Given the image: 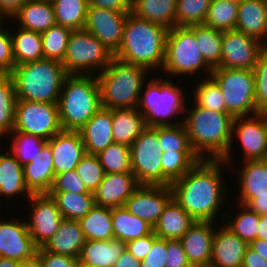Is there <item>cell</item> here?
I'll list each match as a JSON object with an SVG mask.
<instances>
[{
	"label": "cell",
	"mask_w": 267,
	"mask_h": 267,
	"mask_svg": "<svg viewBox=\"0 0 267 267\" xmlns=\"http://www.w3.org/2000/svg\"><path fill=\"white\" fill-rule=\"evenodd\" d=\"M259 227L256 234L257 239L267 240V214L259 215Z\"/></svg>",
	"instance_id": "03108f58"
},
{
	"label": "cell",
	"mask_w": 267,
	"mask_h": 267,
	"mask_svg": "<svg viewBox=\"0 0 267 267\" xmlns=\"http://www.w3.org/2000/svg\"><path fill=\"white\" fill-rule=\"evenodd\" d=\"M9 155L0 153V196L6 197L26 193L32 195L26 187L23 174V166L12 153Z\"/></svg>",
	"instance_id": "836d02e7"
},
{
	"label": "cell",
	"mask_w": 267,
	"mask_h": 267,
	"mask_svg": "<svg viewBox=\"0 0 267 267\" xmlns=\"http://www.w3.org/2000/svg\"><path fill=\"white\" fill-rule=\"evenodd\" d=\"M248 246L259 253L265 260H267V240L255 239L251 241Z\"/></svg>",
	"instance_id": "e7e4bbea"
},
{
	"label": "cell",
	"mask_w": 267,
	"mask_h": 267,
	"mask_svg": "<svg viewBox=\"0 0 267 267\" xmlns=\"http://www.w3.org/2000/svg\"><path fill=\"white\" fill-rule=\"evenodd\" d=\"M210 76L220 86L227 113L233 118L258 113L253 70L215 67Z\"/></svg>",
	"instance_id": "9c48e42d"
},
{
	"label": "cell",
	"mask_w": 267,
	"mask_h": 267,
	"mask_svg": "<svg viewBox=\"0 0 267 267\" xmlns=\"http://www.w3.org/2000/svg\"><path fill=\"white\" fill-rule=\"evenodd\" d=\"M128 13L88 6L84 30L98 38L113 54L119 49Z\"/></svg>",
	"instance_id": "9a60e30c"
},
{
	"label": "cell",
	"mask_w": 267,
	"mask_h": 267,
	"mask_svg": "<svg viewBox=\"0 0 267 267\" xmlns=\"http://www.w3.org/2000/svg\"><path fill=\"white\" fill-rule=\"evenodd\" d=\"M237 14V3L226 0H212L203 24L219 31L235 30Z\"/></svg>",
	"instance_id": "60d3db41"
},
{
	"label": "cell",
	"mask_w": 267,
	"mask_h": 267,
	"mask_svg": "<svg viewBox=\"0 0 267 267\" xmlns=\"http://www.w3.org/2000/svg\"><path fill=\"white\" fill-rule=\"evenodd\" d=\"M236 130V131H235ZM238 135L243 159L265 160L267 157V114L257 113L253 118L235 117L232 123V134Z\"/></svg>",
	"instance_id": "ac0fdd59"
},
{
	"label": "cell",
	"mask_w": 267,
	"mask_h": 267,
	"mask_svg": "<svg viewBox=\"0 0 267 267\" xmlns=\"http://www.w3.org/2000/svg\"><path fill=\"white\" fill-rule=\"evenodd\" d=\"M24 181L32 194L48 193L55 173L50 145L46 143L35 158L23 166Z\"/></svg>",
	"instance_id": "d4e9b609"
},
{
	"label": "cell",
	"mask_w": 267,
	"mask_h": 267,
	"mask_svg": "<svg viewBox=\"0 0 267 267\" xmlns=\"http://www.w3.org/2000/svg\"><path fill=\"white\" fill-rule=\"evenodd\" d=\"M235 30L264 43L267 37V4L263 0H242L238 4Z\"/></svg>",
	"instance_id": "484cf974"
},
{
	"label": "cell",
	"mask_w": 267,
	"mask_h": 267,
	"mask_svg": "<svg viewBox=\"0 0 267 267\" xmlns=\"http://www.w3.org/2000/svg\"><path fill=\"white\" fill-rule=\"evenodd\" d=\"M223 31L215 30L204 24L195 25V39L205 61L215 68L220 64Z\"/></svg>",
	"instance_id": "ab89813d"
},
{
	"label": "cell",
	"mask_w": 267,
	"mask_h": 267,
	"mask_svg": "<svg viewBox=\"0 0 267 267\" xmlns=\"http://www.w3.org/2000/svg\"><path fill=\"white\" fill-rule=\"evenodd\" d=\"M139 186L132 172L105 173L102 182L93 193L95 205L109 208L123 207Z\"/></svg>",
	"instance_id": "44dd1931"
},
{
	"label": "cell",
	"mask_w": 267,
	"mask_h": 267,
	"mask_svg": "<svg viewBox=\"0 0 267 267\" xmlns=\"http://www.w3.org/2000/svg\"><path fill=\"white\" fill-rule=\"evenodd\" d=\"M158 126L147 127L130 146L131 168L140 185H163Z\"/></svg>",
	"instance_id": "8fae6325"
},
{
	"label": "cell",
	"mask_w": 267,
	"mask_h": 267,
	"mask_svg": "<svg viewBox=\"0 0 267 267\" xmlns=\"http://www.w3.org/2000/svg\"><path fill=\"white\" fill-rule=\"evenodd\" d=\"M177 0H132L135 16L171 29L176 26Z\"/></svg>",
	"instance_id": "1f68e13d"
},
{
	"label": "cell",
	"mask_w": 267,
	"mask_h": 267,
	"mask_svg": "<svg viewBox=\"0 0 267 267\" xmlns=\"http://www.w3.org/2000/svg\"><path fill=\"white\" fill-rule=\"evenodd\" d=\"M168 30L130 12L127 14L121 45L113 56L147 70L158 67L162 70Z\"/></svg>",
	"instance_id": "3957f363"
},
{
	"label": "cell",
	"mask_w": 267,
	"mask_h": 267,
	"mask_svg": "<svg viewBox=\"0 0 267 267\" xmlns=\"http://www.w3.org/2000/svg\"><path fill=\"white\" fill-rule=\"evenodd\" d=\"M37 251L26 222L0 220V257L22 262L36 258Z\"/></svg>",
	"instance_id": "d6986e66"
},
{
	"label": "cell",
	"mask_w": 267,
	"mask_h": 267,
	"mask_svg": "<svg viewBox=\"0 0 267 267\" xmlns=\"http://www.w3.org/2000/svg\"><path fill=\"white\" fill-rule=\"evenodd\" d=\"M75 267H98V266H95V265H91V264L82 262V261H80V260L78 259V260H77V263H76V265H75Z\"/></svg>",
	"instance_id": "89a4df30"
},
{
	"label": "cell",
	"mask_w": 267,
	"mask_h": 267,
	"mask_svg": "<svg viewBox=\"0 0 267 267\" xmlns=\"http://www.w3.org/2000/svg\"><path fill=\"white\" fill-rule=\"evenodd\" d=\"M212 223V221H195L179 239L192 267H209L215 233Z\"/></svg>",
	"instance_id": "7402d4cb"
},
{
	"label": "cell",
	"mask_w": 267,
	"mask_h": 267,
	"mask_svg": "<svg viewBox=\"0 0 267 267\" xmlns=\"http://www.w3.org/2000/svg\"><path fill=\"white\" fill-rule=\"evenodd\" d=\"M18 267H41L39 260L36 258L19 262Z\"/></svg>",
	"instance_id": "003e7915"
},
{
	"label": "cell",
	"mask_w": 267,
	"mask_h": 267,
	"mask_svg": "<svg viewBox=\"0 0 267 267\" xmlns=\"http://www.w3.org/2000/svg\"><path fill=\"white\" fill-rule=\"evenodd\" d=\"M113 57V53L90 32L72 30L62 65L67 74L90 75L98 67L103 71Z\"/></svg>",
	"instance_id": "30bf717a"
},
{
	"label": "cell",
	"mask_w": 267,
	"mask_h": 267,
	"mask_svg": "<svg viewBox=\"0 0 267 267\" xmlns=\"http://www.w3.org/2000/svg\"><path fill=\"white\" fill-rule=\"evenodd\" d=\"M85 240L114 239L112 208L95 205L92 210L78 220Z\"/></svg>",
	"instance_id": "e575fe53"
},
{
	"label": "cell",
	"mask_w": 267,
	"mask_h": 267,
	"mask_svg": "<svg viewBox=\"0 0 267 267\" xmlns=\"http://www.w3.org/2000/svg\"><path fill=\"white\" fill-rule=\"evenodd\" d=\"M141 261L136 259L127 249L120 255L114 267H140Z\"/></svg>",
	"instance_id": "be15d7a7"
},
{
	"label": "cell",
	"mask_w": 267,
	"mask_h": 267,
	"mask_svg": "<svg viewBox=\"0 0 267 267\" xmlns=\"http://www.w3.org/2000/svg\"><path fill=\"white\" fill-rule=\"evenodd\" d=\"M212 0H177L176 26L203 24Z\"/></svg>",
	"instance_id": "bcb514c9"
},
{
	"label": "cell",
	"mask_w": 267,
	"mask_h": 267,
	"mask_svg": "<svg viewBox=\"0 0 267 267\" xmlns=\"http://www.w3.org/2000/svg\"><path fill=\"white\" fill-rule=\"evenodd\" d=\"M3 16H6L1 10H0V30L2 29L1 28V24H2V21H3Z\"/></svg>",
	"instance_id": "2644e50d"
},
{
	"label": "cell",
	"mask_w": 267,
	"mask_h": 267,
	"mask_svg": "<svg viewBox=\"0 0 267 267\" xmlns=\"http://www.w3.org/2000/svg\"><path fill=\"white\" fill-rule=\"evenodd\" d=\"M195 89V105L220 113H227L221 88L212 77L203 80Z\"/></svg>",
	"instance_id": "7dc6e473"
},
{
	"label": "cell",
	"mask_w": 267,
	"mask_h": 267,
	"mask_svg": "<svg viewBox=\"0 0 267 267\" xmlns=\"http://www.w3.org/2000/svg\"><path fill=\"white\" fill-rule=\"evenodd\" d=\"M226 1H230V2H234V3L239 4L242 0H226Z\"/></svg>",
	"instance_id": "8c879c8a"
},
{
	"label": "cell",
	"mask_w": 267,
	"mask_h": 267,
	"mask_svg": "<svg viewBox=\"0 0 267 267\" xmlns=\"http://www.w3.org/2000/svg\"><path fill=\"white\" fill-rule=\"evenodd\" d=\"M16 102L13 79L10 75H0V137L13 130Z\"/></svg>",
	"instance_id": "b9f144b4"
},
{
	"label": "cell",
	"mask_w": 267,
	"mask_h": 267,
	"mask_svg": "<svg viewBox=\"0 0 267 267\" xmlns=\"http://www.w3.org/2000/svg\"><path fill=\"white\" fill-rule=\"evenodd\" d=\"M188 118L183 120L192 150L200 159H206L204 152L209 153L210 160L229 162L231 159L233 117L204 107L195 106Z\"/></svg>",
	"instance_id": "7a4b0ae2"
},
{
	"label": "cell",
	"mask_w": 267,
	"mask_h": 267,
	"mask_svg": "<svg viewBox=\"0 0 267 267\" xmlns=\"http://www.w3.org/2000/svg\"><path fill=\"white\" fill-rule=\"evenodd\" d=\"M29 198L33 202L32 213L26 224L34 243L41 248L52 238L64 218L48 193L32 194Z\"/></svg>",
	"instance_id": "5bb4252c"
},
{
	"label": "cell",
	"mask_w": 267,
	"mask_h": 267,
	"mask_svg": "<svg viewBox=\"0 0 267 267\" xmlns=\"http://www.w3.org/2000/svg\"><path fill=\"white\" fill-rule=\"evenodd\" d=\"M17 100L57 104L65 77L62 63L49 59L16 65L9 74Z\"/></svg>",
	"instance_id": "277c9868"
},
{
	"label": "cell",
	"mask_w": 267,
	"mask_h": 267,
	"mask_svg": "<svg viewBox=\"0 0 267 267\" xmlns=\"http://www.w3.org/2000/svg\"><path fill=\"white\" fill-rule=\"evenodd\" d=\"M11 40L16 65L44 59L41 33L20 27L17 33L11 34Z\"/></svg>",
	"instance_id": "d590c367"
},
{
	"label": "cell",
	"mask_w": 267,
	"mask_h": 267,
	"mask_svg": "<svg viewBox=\"0 0 267 267\" xmlns=\"http://www.w3.org/2000/svg\"><path fill=\"white\" fill-rule=\"evenodd\" d=\"M237 30L223 31L219 68L253 70L266 44Z\"/></svg>",
	"instance_id": "4fadbf2b"
},
{
	"label": "cell",
	"mask_w": 267,
	"mask_h": 267,
	"mask_svg": "<svg viewBox=\"0 0 267 267\" xmlns=\"http://www.w3.org/2000/svg\"><path fill=\"white\" fill-rule=\"evenodd\" d=\"M47 143L51 148L55 175L75 170L86 154L78 131L61 130Z\"/></svg>",
	"instance_id": "ffe728a7"
},
{
	"label": "cell",
	"mask_w": 267,
	"mask_h": 267,
	"mask_svg": "<svg viewBox=\"0 0 267 267\" xmlns=\"http://www.w3.org/2000/svg\"><path fill=\"white\" fill-rule=\"evenodd\" d=\"M112 125V109L101 107L78 131L86 153L97 155L114 143Z\"/></svg>",
	"instance_id": "cb8c5ba5"
},
{
	"label": "cell",
	"mask_w": 267,
	"mask_h": 267,
	"mask_svg": "<svg viewBox=\"0 0 267 267\" xmlns=\"http://www.w3.org/2000/svg\"><path fill=\"white\" fill-rule=\"evenodd\" d=\"M172 198L173 193L170 186L140 185L126 200L124 207L132 215L154 227Z\"/></svg>",
	"instance_id": "e0dca14e"
},
{
	"label": "cell",
	"mask_w": 267,
	"mask_h": 267,
	"mask_svg": "<svg viewBox=\"0 0 267 267\" xmlns=\"http://www.w3.org/2000/svg\"><path fill=\"white\" fill-rule=\"evenodd\" d=\"M15 66L11 33L0 30V75H9Z\"/></svg>",
	"instance_id": "db71d44e"
},
{
	"label": "cell",
	"mask_w": 267,
	"mask_h": 267,
	"mask_svg": "<svg viewBox=\"0 0 267 267\" xmlns=\"http://www.w3.org/2000/svg\"><path fill=\"white\" fill-rule=\"evenodd\" d=\"M147 86L144 95L140 96L137 107L138 111H141L140 113L145 117L147 127L182 124L183 122L179 121L175 124L168 121V118L186 110L185 103H183L185 98L183 99L182 89L166 79L157 77L154 82L151 83L150 81Z\"/></svg>",
	"instance_id": "ba28073f"
},
{
	"label": "cell",
	"mask_w": 267,
	"mask_h": 267,
	"mask_svg": "<svg viewBox=\"0 0 267 267\" xmlns=\"http://www.w3.org/2000/svg\"><path fill=\"white\" fill-rule=\"evenodd\" d=\"M105 173L132 172L130 147L124 144L112 143L97 154Z\"/></svg>",
	"instance_id": "ee69618b"
},
{
	"label": "cell",
	"mask_w": 267,
	"mask_h": 267,
	"mask_svg": "<svg viewBox=\"0 0 267 267\" xmlns=\"http://www.w3.org/2000/svg\"><path fill=\"white\" fill-rule=\"evenodd\" d=\"M166 253L165 267H192L187 260L180 240H167Z\"/></svg>",
	"instance_id": "6f0895ef"
},
{
	"label": "cell",
	"mask_w": 267,
	"mask_h": 267,
	"mask_svg": "<svg viewBox=\"0 0 267 267\" xmlns=\"http://www.w3.org/2000/svg\"><path fill=\"white\" fill-rule=\"evenodd\" d=\"M125 250V243L119 239L86 240L79 260L98 267H114Z\"/></svg>",
	"instance_id": "4dcf8cb0"
},
{
	"label": "cell",
	"mask_w": 267,
	"mask_h": 267,
	"mask_svg": "<svg viewBox=\"0 0 267 267\" xmlns=\"http://www.w3.org/2000/svg\"><path fill=\"white\" fill-rule=\"evenodd\" d=\"M88 6H96L108 10L130 13L132 0H87Z\"/></svg>",
	"instance_id": "91938a15"
},
{
	"label": "cell",
	"mask_w": 267,
	"mask_h": 267,
	"mask_svg": "<svg viewBox=\"0 0 267 267\" xmlns=\"http://www.w3.org/2000/svg\"><path fill=\"white\" fill-rule=\"evenodd\" d=\"M167 250V240L162 238H157L140 263V267H165L167 261L166 253Z\"/></svg>",
	"instance_id": "11a10c76"
},
{
	"label": "cell",
	"mask_w": 267,
	"mask_h": 267,
	"mask_svg": "<svg viewBox=\"0 0 267 267\" xmlns=\"http://www.w3.org/2000/svg\"><path fill=\"white\" fill-rule=\"evenodd\" d=\"M27 0H0V10L6 18L13 17Z\"/></svg>",
	"instance_id": "6125c7cd"
},
{
	"label": "cell",
	"mask_w": 267,
	"mask_h": 267,
	"mask_svg": "<svg viewBox=\"0 0 267 267\" xmlns=\"http://www.w3.org/2000/svg\"><path fill=\"white\" fill-rule=\"evenodd\" d=\"M242 267H267V260L248 246L243 256Z\"/></svg>",
	"instance_id": "94428289"
},
{
	"label": "cell",
	"mask_w": 267,
	"mask_h": 267,
	"mask_svg": "<svg viewBox=\"0 0 267 267\" xmlns=\"http://www.w3.org/2000/svg\"><path fill=\"white\" fill-rule=\"evenodd\" d=\"M85 241L78 220L63 219L58 230L43 248L47 251L79 259Z\"/></svg>",
	"instance_id": "4316f807"
},
{
	"label": "cell",
	"mask_w": 267,
	"mask_h": 267,
	"mask_svg": "<svg viewBox=\"0 0 267 267\" xmlns=\"http://www.w3.org/2000/svg\"><path fill=\"white\" fill-rule=\"evenodd\" d=\"M221 160L201 159L171 183L173 198L196 221H212L224 197Z\"/></svg>",
	"instance_id": "6da1fadb"
},
{
	"label": "cell",
	"mask_w": 267,
	"mask_h": 267,
	"mask_svg": "<svg viewBox=\"0 0 267 267\" xmlns=\"http://www.w3.org/2000/svg\"><path fill=\"white\" fill-rule=\"evenodd\" d=\"M163 185L170 186L201 159L194 151L162 152Z\"/></svg>",
	"instance_id": "74e56055"
},
{
	"label": "cell",
	"mask_w": 267,
	"mask_h": 267,
	"mask_svg": "<svg viewBox=\"0 0 267 267\" xmlns=\"http://www.w3.org/2000/svg\"><path fill=\"white\" fill-rule=\"evenodd\" d=\"M112 225L114 238L126 243L153 232V227L132 215L124 206L112 208Z\"/></svg>",
	"instance_id": "d6a6232c"
},
{
	"label": "cell",
	"mask_w": 267,
	"mask_h": 267,
	"mask_svg": "<svg viewBox=\"0 0 267 267\" xmlns=\"http://www.w3.org/2000/svg\"><path fill=\"white\" fill-rule=\"evenodd\" d=\"M49 192L91 193L81 180L76 170L56 174Z\"/></svg>",
	"instance_id": "f5cc1de1"
},
{
	"label": "cell",
	"mask_w": 267,
	"mask_h": 267,
	"mask_svg": "<svg viewBox=\"0 0 267 267\" xmlns=\"http://www.w3.org/2000/svg\"><path fill=\"white\" fill-rule=\"evenodd\" d=\"M57 104L62 130L79 131L101 108L97 76L68 74Z\"/></svg>",
	"instance_id": "5b68a950"
},
{
	"label": "cell",
	"mask_w": 267,
	"mask_h": 267,
	"mask_svg": "<svg viewBox=\"0 0 267 267\" xmlns=\"http://www.w3.org/2000/svg\"><path fill=\"white\" fill-rule=\"evenodd\" d=\"M204 67L211 75L213 68L205 61L195 39V25L175 26L168 30L162 70L172 75L192 74Z\"/></svg>",
	"instance_id": "52a82bcc"
},
{
	"label": "cell",
	"mask_w": 267,
	"mask_h": 267,
	"mask_svg": "<svg viewBox=\"0 0 267 267\" xmlns=\"http://www.w3.org/2000/svg\"><path fill=\"white\" fill-rule=\"evenodd\" d=\"M195 221L196 220L172 198L165 206L158 222L153 227V232L158 238L179 240Z\"/></svg>",
	"instance_id": "83f0119b"
},
{
	"label": "cell",
	"mask_w": 267,
	"mask_h": 267,
	"mask_svg": "<svg viewBox=\"0 0 267 267\" xmlns=\"http://www.w3.org/2000/svg\"><path fill=\"white\" fill-rule=\"evenodd\" d=\"M56 23L72 30L84 28L88 3L87 0H51Z\"/></svg>",
	"instance_id": "f35d334b"
},
{
	"label": "cell",
	"mask_w": 267,
	"mask_h": 267,
	"mask_svg": "<svg viewBox=\"0 0 267 267\" xmlns=\"http://www.w3.org/2000/svg\"><path fill=\"white\" fill-rule=\"evenodd\" d=\"M10 133L15 136L13 137V144L10 152L16 157L22 166L30 163L48 142L41 137L24 132L11 131Z\"/></svg>",
	"instance_id": "f6af8a7d"
},
{
	"label": "cell",
	"mask_w": 267,
	"mask_h": 267,
	"mask_svg": "<svg viewBox=\"0 0 267 267\" xmlns=\"http://www.w3.org/2000/svg\"><path fill=\"white\" fill-rule=\"evenodd\" d=\"M142 66L129 64L113 57L97 75L101 107L108 109L137 108L145 74Z\"/></svg>",
	"instance_id": "8992f818"
},
{
	"label": "cell",
	"mask_w": 267,
	"mask_h": 267,
	"mask_svg": "<svg viewBox=\"0 0 267 267\" xmlns=\"http://www.w3.org/2000/svg\"><path fill=\"white\" fill-rule=\"evenodd\" d=\"M75 170L91 193L97 190L105 174L97 155L88 153L82 157Z\"/></svg>",
	"instance_id": "681fc988"
},
{
	"label": "cell",
	"mask_w": 267,
	"mask_h": 267,
	"mask_svg": "<svg viewBox=\"0 0 267 267\" xmlns=\"http://www.w3.org/2000/svg\"><path fill=\"white\" fill-rule=\"evenodd\" d=\"M162 152L193 151L184 124L158 126Z\"/></svg>",
	"instance_id": "c3c4849f"
},
{
	"label": "cell",
	"mask_w": 267,
	"mask_h": 267,
	"mask_svg": "<svg viewBox=\"0 0 267 267\" xmlns=\"http://www.w3.org/2000/svg\"><path fill=\"white\" fill-rule=\"evenodd\" d=\"M256 104L258 113L267 114V46L260 53L255 68Z\"/></svg>",
	"instance_id": "816d5d0a"
},
{
	"label": "cell",
	"mask_w": 267,
	"mask_h": 267,
	"mask_svg": "<svg viewBox=\"0 0 267 267\" xmlns=\"http://www.w3.org/2000/svg\"><path fill=\"white\" fill-rule=\"evenodd\" d=\"M37 259L41 267H75L78 260L67 255L47 251L43 247L38 248Z\"/></svg>",
	"instance_id": "9f6ffc18"
},
{
	"label": "cell",
	"mask_w": 267,
	"mask_h": 267,
	"mask_svg": "<svg viewBox=\"0 0 267 267\" xmlns=\"http://www.w3.org/2000/svg\"><path fill=\"white\" fill-rule=\"evenodd\" d=\"M56 201L64 219L79 220L95 206L93 193L48 192Z\"/></svg>",
	"instance_id": "8d00e7d4"
},
{
	"label": "cell",
	"mask_w": 267,
	"mask_h": 267,
	"mask_svg": "<svg viewBox=\"0 0 267 267\" xmlns=\"http://www.w3.org/2000/svg\"><path fill=\"white\" fill-rule=\"evenodd\" d=\"M158 238V236L152 232L149 235L130 240L125 243V249H127L136 259L142 261L147 253L150 251L153 242Z\"/></svg>",
	"instance_id": "680465c9"
},
{
	"label": "cell",
	"mask_w": 267,
	"mask_h": 267,
	"mask_svg": "<svg viewBox=\"0 0 267 267\" xmlns=\"http://www.w3.org/2000/svg\"><path fill=\"white\" fill-rule=\"evenodd\" d=\"M248 243L226 226L216 231L212 240V256L209 267H242Z\"/></svg>",
	"instance_id": "603a6c76"
},
{
	"label": "cell",
	"mask_w": 267,
	"mask_h": 267,
	"mask_svg": "<svg viewBox=\"0 0 267 267\" xmlns=\"http://www.w3.org/2000/svg\"><path fill=\"white\" fill-rule=\"evenodd\" d=\"M61 130L58 104L17 100L12 131L32 134L49 141Z\"/></svg>",
	"instance_id": "7c38bea8"
},
{
	"label": "cell",
	"mask_w": 267,
	"mask_h": 267,
	"mask_svg": "<svg viewBox=\"0 0 267 267\" xmlns=\"http://www.w3.org/2000/svg\"><path fill=\"white\" fill-rule=\"evenodd\" d=\"M242 210L232 222L225 226L249 244L256 239L259 215L246 205H243Z\"/></svg>",
	"instance_id": "f907efd6"
},
{
	"label": "cell",
	"mask_w": 267,
	"mask_h": 267,
	"mask_svg": "<svg viewBox=\"0 0 267 267\" xmlns=\"http://www.w3.org/2000/svg\"><path fill=\"white\" fill-rule=\"evenodd\" d=\"M241 169L240 204L258 215L267 214V161L246 160Z\"/></svg>",
	"instance_id": "2e32d148"
},
{
	"label": "cell",
	"mask_w": 267,
	"mask_h": 267,
	"mask_svg": "<svg viewBox=\"0 0 267 267\" xmlns=\"http://www.w3.org/2000/svg\"><path fill=\"white\" fill-rule=\"evenodd\" d=\"M72 29L55 24L41 33L44 59L62 63Z\"/></svg>",
	"instance_id": "7bdbcfd3"
},
{
	"label": "cell",
	"mask_w": 267,
	"mask_h": 267,
	"mask_svg": "<svg viewBox=\"0 0 267 267\" xmlns=\"http://www.w3.org/2000/svg\"><path fill=\"white\" fill-rule=\"evenodd\" d=\"M19 262L16 260L0 257V267H18Z\"/></svg>",
	"instance_id": "a7ac6f4b"
},
{
	"label": "cell",
	"mask_w": 267,
	"mask_h": 267,
	"mask_svg": "<svg viewBox=\"0 0 267 267\" xmlns=\"http://www.w3.org/2000/svg\"><path fill=\"white\" fill-rule=\"evenodd\" d=\"M112 124L114 142L129 147L147 128L145 117L138 108L112 109Z\"/></svg>",
	"instance_id": "f546056e"
},
{
	"label": "cell",
	"mask_w": 267,
	"mask_h": 267,
	"mask_svg": "<svg viewBox=\"0 0 267 267\" xmlns=\"http://www.w3.org/2000/svg\"><path fill=\"white\" fill-rule=\"evenodd\" d=\"M12 18L20 21L21 28L38 33L57 24L51 0H27Z\"/></svg>",
	"instance_id": "f1b7e54d"
}]
</instances>
